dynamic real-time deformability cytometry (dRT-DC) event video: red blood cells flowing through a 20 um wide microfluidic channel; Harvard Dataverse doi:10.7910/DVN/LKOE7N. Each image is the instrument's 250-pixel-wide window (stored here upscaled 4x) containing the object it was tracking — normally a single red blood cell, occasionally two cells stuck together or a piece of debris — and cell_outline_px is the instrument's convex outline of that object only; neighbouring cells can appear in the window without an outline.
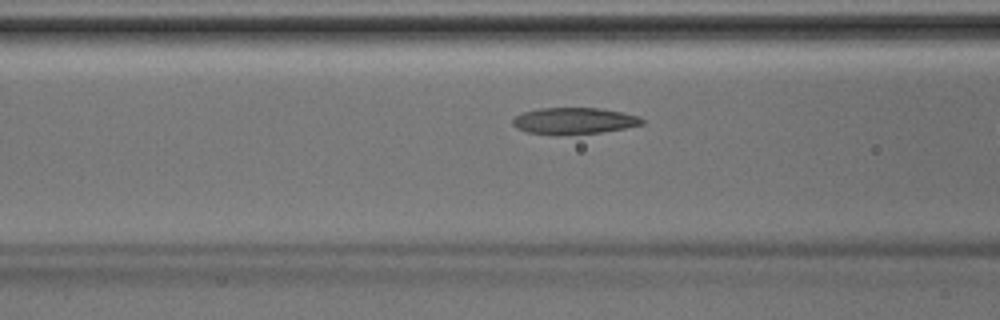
{"species": "Egyptian fruit bat (a non-hibernating species)", "species_latin": "Rousettus aegyptiacus", "temperature_condition": "room temperature", "stored_images_in_passage": 5, "camera_frame_rate_fps": 3000, "um_per_image_px": 0.085, "animal": {"sex": "male"}, "frame": {"image": 1, "passage_image": 4, "time_ms": 1.0, "image_size_px": [1000, 320], "cell_outline_px": [[644, 124], [624, 128], [600, 132], [560, 136], [528, 132], [516, 128], [512, 124], [512, 120], [516, 116], [524, 112], [540, 108], [600, 108], [624, 112], [640, 116], [644, 120]], "centroid_in_image_um": [48.8, 10.28], "position_along_channel_um": 117.8, "area_um2": 20.17}}